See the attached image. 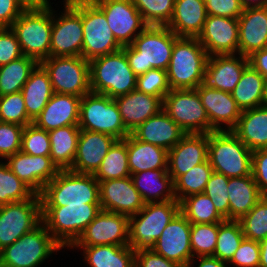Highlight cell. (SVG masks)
Here are the masks:
<instances>
[{
	"mask_svg": "<svg viewBox=\"0 0 267 267\" xmlns=\"http://www.w3.org/2000/svg\"><path fill=\"white\" fill-rule=\"evenodd\" d=\"M178 38L167 26H147L131 45L122 49L130 68L139 76L151 69L167 70Z\"/></svg>",
	"mask_w": 267,
	"mask_h": 267,
	"instance_id": "cell-1",
	"label": "cell"
},
{
	"mask_svg": "<svg viewBox=\"0 0 267 267\" xmlns=\"http://www.w3.org/2000/svg\"><path fill=\"white\" fill-rule=\"evenodd\" d=\"M208 54L197 38L179 37L166 70L171 89H196L205 82Z\"/></svg>",
	"mask_w": 267,
	"mask_h": 267,
	"instance_id": "cell-2",
	"label": "cell"
},
{
	"mask_svg": "<svg viewBox=\"0 0 267 267\" xmlns=\"http://www.w3.org/2000/svg\"><path fill=\"white\" fill-rule=\"evenodd\" d=\"M41 206L100 204L99 182L93 174L59 170L39 194Z\"/></svg>",
	"mask_w": 267,
	"mask_h": 267,
	"instance_id": "cell-3",
	"label": "cell"
},
{
	"mask_svg": "<svg viewBox=\"0 0 267 267\" xmlns=\"http://www.w3.org/2000/svg\"><path fill=\"white\" fill-rule=\"evenodd\" d=\"M91 92L115 98L136 90L137 76L128 64L125 52L99 56L89 61Z\"/></svg>",
	"mask_w": 267,
	"mask_h": 267,
	"instance_id": "cell-4",
	"label": "cell"
},
{
	"mask_svg": "<svg viewBox=\"0 0 267 267\" xmlns=\"http://www.w3.org/2000/svg\"><path fill=\"white\" fill-rule=\"evenodd\" d=\"M52 6L26 8L10 26L23 55L38 63L50 57Z\"/></svg>",
	"mask_w": 267,
	"mask_h": 267,
	"instance_id": "cell-5",
	"label": "cell"
},
{
	"mask_svg": "<svg viewBox=\"0 0 267 267\" xmlns=\"http://www.w3.org/2000/svg\"><path fill=\"white\" fill-rule=\"evenodd\" d=\"M101 210L100 204L41 206V218L52 237L69 249Z\"/></svg>",
	"mask_w": 267,
	"mask_h": 267,
	"instance_id": "cell-6",
	"label": "cell"
},
{
	"mask_svg": "<svg viewBox=\"0 0 267 267\" xmlns=\"http://www.w3.org/2000/svg\"><path fill=\"white\" fill-rule=\"evenodd\" d=\"M180 212V202L147 203L135 215L129 217V246L135 251L150 250L164 228Z\"/></svg>",
	"mask_w": 267,
	"mask_h": 267,
	"instance_id": "cell-7",
	"label": "cell"
},
{
	"mask_svg": "<svg viewBox=\"0 0 267 267\" xmlns=\"http://www.w3.org/2000/svg\"><path fill=\"white\" fill-rule=\"evenodd\" d=\"M208 160L214 172L226 177L251 175L252 151L232 131L208 133Z\"/></svg>",
	"mask_w": 267,
	"mask_h": 267,
	"instance_id": "cell-8",
	"label": "cell"
},
{
	"mask_svg": "<svg viewBox=\"0 0 267 267\" xmlns=\"http://www.w3.org/2000/svg\"><path fill=\"white\" fill-rule=\"evenodd\" d=\"M61 249L64 248L41 222L0 251V267H39Z\"/></svg>",
	"mask_w": 267,
	"mask_h": 267,
	"instance_id": "cell-9",
	"label": "cell"
},
{
	"mask_svg": "<svg viewBox=\"0 0 267 267\" xmlns=\"http://www.w3.org/2000/svg\"><path fill=\"white\" fill-rule=\"evenodd\" d=\"M67 1L82 15V57L85 60L90 61L123 48L114 37L105 14L91 0Z\"/></svg>",
	"mask_w": 267,
	"mask_h": 267,
	"instance_id": "cell-10",
	"label": "cell"
},
{
	"mask_svg": "<svg viewBox=\"0 0 267 267\" xmlns=\"http://www.w3.org/2000/svg\"><path fill=\"white\" fill-rule=\"evenodd\" d=\"M78 126L80 130L106 133L118 140L130 134L122 122L115 100L94 92L81 98Z\"/></svg>",
	"mask_w": 267,
	"mask_h": 267,
	"instance_id": "cell-11",
	"label": "cell"
},
{
	"mask_svg": "<svg viewBox=\"0 0 267 267\" xmlns=\"http://www.w3.org/2000/svg\"><path fill=\"white\" fill-rule=\"evenodd\" d=\"M162 110L186 134H208L211 125L196 89H171L163 98Z\"/></svg>",
	"mask_w": 267,
	"mask_h": 267,
	"instance_id": "cell-12",
	"label": "cell"
},
{
	"mask_svg": "<svg viewBox=\"0 0 267 267\" xmlns=\"http://www.w3.org/2000/svg\"><path fill=\"white\" fill-rule=\"evenodd\" d=\"M40 64L49 74L54 93L82 98L91 92L89 61L82 56H50Z\"/></svg>",
	"mask_w": 267,
	"mask_h": 267,
	"instance_id": "cell-13",
	"label": "cell"
},
{
	"mask_svg": "<svg viewBox=\"0 0 267 267\" xmlns=\"http://www.w3.org/2000/svg\"><path fill=\"white\" fill-rule=\"evenodd\" d=\"M62 2L59 14L52 7L50 56H82V15L67 0Z\"/></svg>",
	"mask_w": 267,
	"mask_h": 267,
	"instance_id": "cell-14",
	"label": "cell"
},
{
	"mask_svg": "<svg viewBox=\"0 0 267 267\" xmlns=\"http://www.w3.org/2000/svg\"><path fill=\"white\" fill-rule=\"evenodd\" d=\"M42 222L41 198L35 194L31 199L0 206V251L32 231Z\"/></svg>",
	"mask_w": 267,
	"mask_h": 267,
	"instance_id": "cell-15",
	"label": "cell"
},
{
	"mask_svg": "<svg viewBox=\"0 0 267 267\" xmlns=\"http://www.w3.org/2000/svg\"><path fill=\"white\" fill-rule=\"evenodd\" d=\"M104 14L117 42L131 45L148 26L133 0H91Z\"/></svg>",
	"mask_w": 267,
	"mask_h": 267,
	"instance_id": "cell-16",
	"label": "cell"
},
{
	"mask_svg": "<svg viewBox=\"0 0 267 267\" xmlns=\"http://www.w3.org/2000/svg\"><path fill=\"white\" fill-rule=\"evenodd\" d=\"M129 217L101 210L72 246L129 245Z\"/></svg>",
	"mask_w": 267,
	"mask_h": 267,
	"instance_id": "cell-17",
	"label": "cell"
},
{
	"mask_svg": "<svg viewBox=\"0 0 267 267\" xmlns=\"http://www.w3.org/2000/svg\"><path fill=\"white\" fill-rule=\"evenodd\" d=\"M191 223L179 212L164 228L152 250L182 267L193 258L190 244Z\"/></svg>",
	"mask_w": 267,
	"mask_h": 267,
	"instance_id": "cell-18",
	"label": "cell"
},
{
	"mask_svg": "<svg viewBox=\"0 0 267 267\" xmlns=\"http://www.w3.org/2000/svg\"><path fill=\"white\" fill-rule=\"evenodd\" d=\"M238 18L207 15L197 39L208 56L238 54Z\"/></svg>",
	"mask_w": 267,
	"mask_h": 267,
	"instance_id": "cell-19",
	"label": "cell"
},
{
	"mask_svg": "<svg viewBox=\"0 0 267 267\" xmlns=\"http://www.w3.org/2000/svg\"><path fill=\"white\" fill-rule=\"evenodd\" d=\"M99 195L103 211L128 217L137 214L145 205L131 177L100 181Z\"/></svg>",
	"mask_w": 267,
	"mask_h": 267,
	"instance_id": "cell-20",
	"label": "cell"
},
{
	"mask_svg": "<svg viewBox=\"0 0 267 267\" xmlns=\"http://www.w3.org/2000/svg\"><path fill=\"white\" fill-rule=\"evenodd\" d=\"M213 131H232L241 116V109L231 93L209 87L202 83L196 88Z\"/></svg>",
	"mask_w": 267,
	"mask_h": 267,
	"instance_id": "cell-21",
	"label": "cell"
},
{
	"mask_svg": "<svg viewBox=\"0 0 267 267\" xmlns=\"http://www.w3.org/2000/svg\"><path fill=\"white\" fill-rule=\"evenodd\" d=\"M5 162L36 194H40L59 171L50 156H33L21 151L9 156Z\"/></svg>",
	"mask_w": 267,
	"mask_h": 267,
	"instance_id": "cell-22",
	"label": "cell"
},
{
	"mask_svg": "<svg viewBox=\"0 0 267 267\" xmlns=\"http://www.w3.org/2000/svg\"><path fill=\"white\" fill-rule=\"evenodd\" d=\"M117 140L106 133L80 130L75 159L69 170L94 175Z\"/></svg>",
	"mask_w": 267,
	"mask_h": 267,
	"instance_id": "cell-23",
	"label": "cell"
},
{
	"mask_svg": "<svg viewBox=\"0 0 267 267\" xmlns=\"http://www.w3.org/2000/svg\"><path fill=\"white\" fill-rule=\"evenodd\" d=\"M208 159V134H186L168 151V173L173 182Z\"/></svg>",
	"mask_w": 267,
	"mask_h": 267,
	"instance_id": "cell-24",
	"label": "cell"
},
{
	"mask_svg": "<svg viewBox=\"0 0 267 267\" xmlns=\"http://www.w3.org/2000/svg\"><path fill=\"white\" fill-rule=\"evenodd\" d=\"M248 65V57L240 54L209 56L204 83L211 88L231 93Z\"/></svg>",
	"mask_w": 267,
	"mask_h": 267,
	"instance_id": "cell-25",
	"label": "cell"
},
{
	"mask_svg": "<svg viewBox=\"0 0 267 267\" xmlns=\"http://www.w3.org/2000/svg\"><path fill=\"white\" fill-rule=\"evenodd\" d=\"M238 25V54L248 57L267 47V6L244 8Z\"/></svg>",
	"mask_w": 267,
	"mask_h": 267,
	"instance_id": "cell-26",
	"label": "cell"
},
{
	"mask_svg": "<svg viewBox=\"0 0 267 267\" xmlns=\"http://www.w3.org/2000/svg\"><path fill=\"white\" fill-rule=\"evenodd\" d=\"M114 100L118 105L122 122L129 133L148 118L158 114L163 108V101L159 97L138 90L117 96Z\"/></svg>",
	"mask_w": 267,
	"mask_h": 267,
	"instance_id": "cell-27",
	"label": "cell"
},
{
	"mask_svg": "<svg viewBox=\"0 0 267 267\" xmlns=\"http://www.w3.org/2000/svg\"><path fill=\"white\" fill-rule=\"evenodd\" d=\"M80 101L81 97L54 93L33 123L48 132L68 125H78Z\"/></svg>",
	"mask_w": 267,
	"mask_h": 267,
	"instance_id": "cell-28",
	"label": "cell"
},
{
	"mask_svg": "<svg viewBox=\"0 0 267 267\" xmlns=\"http://www.w3.org/2000/svg\"><path fill=\"white\" fill-rule=\"evenodd\" d=\"M135 139L169 151L186 133L163 110L130 133Z\"/></svg>",
	"mask_w": 267,
	"mask_h": 267,
	"instance_id": "cell-29",
	"label": "cell"
},
{
	"mask_svg": "<svg viewBox=\"0 0 267 267\" xmlns=\"http://www.w3.org/2000/svg\"><path fill=\"white\" fill-rule=\"evenodd\" d=\"M207 18L204 0H175L167 27L177 37L197 38Z\"/></svg>",
	"mask_w": 267,
	"mask_h": 267,
	"instance_id": "cell-30",
	"label": "cell"
},
{
	"mask_svg": "<svg viewBox=\"0 0 267 267\" xmlns=\"http://www.w3.org/2000/svg\"><path fill=\"white\" fill-rule=\"evenodd\" d=\"M130 177L145 204L176 200L174 183L167 169L141 171Z\"/></svg>",
	"mask_w": 267,
	"mask_h": 267,
	"instance_id": "cell-31",
	"label": "cell"
},
{
	"mask_svg": "<svg viewBox=\"0 0 267 267\" xmlns=\"http://www.w3.org/2000/svg\"><path fill=\"white\" fill-rule=\"evenodd\" d=\"M232 132L251 151L267 149V107L243 110Z\"/></svg>",
	"mask_w": 267,
	"mask_h": 267,
	"instance_id": "cell-32",
	"label": "cell"
},
{
	"mask_svg": "<svg viewBox=\"0 0 267 267\" xmlns=\"http://www.w3.org/2000/svg\"><path fill=\"white\" fill-rule=\"evenodd\" d=\"M128 167L130 173L168 169V151L162 147L127 136Z\"/></svg>",
	"mask_w": 267,
	"mask_h": 267,
	"instance_id": "cell-33",
	"label": "cell"
},
{
	"mask_svg": "<svg viewBox=\"0 0 267 267\" xmlns=\"http://www.w3.org/2000/svg\"><path fill=\"white\" fill-rule=\"evenodd\" d=\"M74 248L81 249L89 267H135V251L129 245L71 246L68 250Z\"/></svg>",
	"mask_w": 267,
	"mask_h": 267,
	"instance_id": "cell-34",
	"label": "cell"
},
{
	"mask_svg": "<svg viewBox=\"0 0 267 267\" xmlns=\"http://www.w3.org/2000/svg\"><path fill=\"white\" fill-rule=\"evenodd\" d=\"M21 93L28 117L34 122L54 94L49 74L40 63L31 72Z\"/></svg>",
	"mask_w": 267,
	"mask_h": 267,
	"instance_id": "cell-35",
	"label": "cell"
},
{
	"mask_svg": "<svg viewBox=\"0 0 267 267\" xmlns=\"http://www.w3.org/2000/svg\"><path fill=\"white\" fill-rule=\"evenodd\" d=\"M229 220L239 221L261 199L252 174L244 177H232L228 182Z\"/></svg>",
	"mask_w": 267,
	"mask_h": 267,
	"instance_id": "cell-36",
	"label": "cell"
},
{
	"mask_svg": "<svg viewBox=\"0 0 267 267\" xmlns=\"http://www.w3.org/2000/svg\"><path fill=\"white\" fill-rule=\"evenodd\" d=\"M80 134L78 125H68L49 131L50 157L59 170L72 167Z\"/></svg>",
	"mask_w": 267,
	"mask_h": 267,
	"instance_id": "cell-37",
	"label": "cell"
},
{
	"mask_svg": "<svg viewBox=\"0 0 267 267\" xmlns=\"http://www.w3.org/2000/svg\"><path fill=\"white\" fill-rule=\"evenodd\" d=\"M264 89L265 78L251 65H248L231 95L237 106L243 111L263 106Z\"/></svg>",
	"mask_w": 267,
	"mask_h": 267,
	"instance_id": "cell-38",
	"label": "cell"
},
{
	"mask_svg": "<svg viewBox=\"0 0 267 267\" xmlns=\"http://www.w3.org/2000/svg\"><path fill=\"white\" fill-rule=\"evenodd\" d=\"M38 64L35 59L24 55L0 66V96L20 92Z\"/></svg>",
	"mask_w": 267,
	"mask_h": 267,
	"instance_id": "cell-39",
	"label": "cell"
},
{
	"mask_svg": "<svg viewBox=\"0 0 267 267\" xmlns=\"http://www.w3.org/2000/svg\"><path fill=\"white\" fill-rule=\"evenodd\" d=\"M128 167L127 137L117 140L103 158L94 177L100 181L130 177Z\"/></svg>",
	"mask_w": 267,
	"mask_h": 267,
	"instance_id": "cell-40",
	"label": "cell"
},
{
	"mask_svg": "<svg viewBox=\"0 0 267 267\" xmlns=\"http://www.w3.org/2000/svg\"><path fill=\"white\" fill-rule=\"evenodd\" d=\"M180 212L193 224H212L225 220L204 192L184 198L180 202Z\"/></svg>",
	"mask_w": 267,
	"mask_h": 267,
	"instance_id": "cell-41",
	"label": "cell"
},
{
	"mask_svg": "<svg viewBox=\"0 0 267 267\" xmlns=\"http://www.w3.org/2000/svg\"><path fill=\"white\" fill-rule=\"evenodd\" d=\"M213 169L209 160L192 167L187 173L179 176L174 183V194L178 202L184 198L203 193Z\"/></svg>",
	"mask_w": 267,
	"mask_h": 267,
	"instance_id": "cell-42",
	"label": "cell"
},
{
	"mask_svg": "<svg viewBox=\"0 0 267 267\" xmlns=\"http://www.w3.org/2000/svg\"><path fill=\"white\" fill-rule=\"evenodd\" d=\"M244 238L239 221L224 220L218 223L217 244L213 257L229 263Z\"/></svg>",
	"mask_w": 267,
	"mask_h": 267,
	"instance_id": "cell-43",
	"label": "cell"
},
{
	"mask_svg": "<svg viewBox=\"0 0 267 267\" xmlns=\"http://www.w3.org/2000/svg\"><path fill=\"white\" fill-rule=\"evenodd\" d=\"M36 193L0 160V206L31 199Z\"/></svg>",
	"mask_w": 267,
	"mask_h": 267,
	"instance_id": "cell-44",
	"label": "cell"
},
{
	"mask_svg": "<svg viewBox=\"0 0 267 267\" xmlns=\"http://www.w3.org/2000/svg\"><path fill=\"white\" fill-rule=\"evenodd\" d=\"M244 237L260 242L267 238V196H262L256 205L240 220Z\"/></svg>",
	"mask_w": 267,
	"mask_h": 267,
	"instance_id": "cell-45",
	"label": "cell"
},
{
	"mask_svg": "<svg viewBox=\"0 0 267 267\" xmlns=\"http://www.w3.org/2000/svg\"><path fill=\"white\" fill-rule=\"evenodd\" d=\"M148 26H167L170 22L175 0H133Z\"/></svg>",
	"mask_w": 267,
	"mask_h": 267,
	"instance_id": "cell-46",
	"label": "cell"
},
{
	"mask_svg": "<svg viewBox=\"0 0 267 267\" xmlns=\"http://www.w3.org/2000/svg\"><path fill=\"white\" fill-rule=\"evenodd\" d=\"M218 237V223H191L190 244L193 257L213 256Z\"/></svg>",
	"mask_w": 267,
	"mask_h": 267,
	"instance_id": "cell-47",
	"label": "cell"
},
{
	"mask_svg": "<svg viewBox=\"0 0 267 267\" xmlns=\"http://www.w3.org/2000/svg\"><path fill=\"white\" fill-rule=\"evenodd\" d=\"M0 118L2 122L16 123L23 127L33 123L26 112L21 91L0 96Z\"/></svg>",
	"mask_w": 267,
	"mask_h": 267,
	"instance_id": "cell-48",
	"label": "cell"
},
{
	"mask_svg": "<svg viewBox=\"0 0 267 267\" xmlns=\"http://www.w3.org/2000/svg\"><path fill=\"white\" fill-rule=\"evenodd\" d=\"M49 132L34 123L26 125L22 133L21 152L29 155L50 156Z\"/></svg>",
	"mask_w": 267,
	"mask_h": 267,
	"instance_id": "cell-49",
	"label": "cell"
},
{
	"mask_svg": "<svg viewBox=\"0 0 267 267\" xmlns=\"http://www.w3.org/2000/svg\"><path fill=\"white\" fill-rule=\"evenodd\" d=\"M228 182L229 177L213 171L204 190L225 220H229Z\"/></svg>",
	"mask_w": 267,
	"mask_h": 267,
	"instance_id": "cell-50",
	"label": "cell"
},
{
	"mask_svg": "<svg viewBox=\"0 0 267 267\" xmlns=\"http://www.w3.org/2000/svg\"><path fill=\"white\" fill-rule=\"evenodd\" d=\"M136 90L159 97L163 101L171 90L166 70L151 69L137 76Z\"/></svg>",
	"mask_w": 267,
	"mask_h": 267,
	"instance_id": "cell-51",
	"label": "cell"
},
{
	"mask_svg": "<svg viewBox=\"0 0 267 267\" xmlns=\"http://www.w3.org/2000/svg\"><path fill=\"white\" fill-rule=\"evenodd\" d=\"M24 127L16 123H0V160L20 152Z\"/></svg>",
	"mask_w": 267,
	"mask_h": 267,
	"instance_id": "cell-52",
	"label": "cell"
},
{
	"mask_svg": "<svg viewBox=\"0 0 267 267\" xmlns=\"http://www.w3.org/2000/svg\"><path fill=\"white\" fill-rule=\"evenodd\" d=\"M259 263V242L244 238L228 265L229 267H259Z\"/></svg>",
	"mask_w": 267,
	"mask_h": 267,
	"instance_id": "cell-53",
	"label": "cell"
},
{
	"mask_svg": "<svg viewBox=\"0 0 267 267\" xmlns=\"http://www.w3.org/2000/svg\"><path fill=\"white\" fill-rule=\"evenodd\" d=\"M24 56L15 33L10 27H0V66Z\"/></svg>",
	"mask_w": 267,
	"mask_h": 267,
	"instance_id": "cell-54",
	"label": "cell"
},
{
	"mask_svg": "<svg viewBox=\"0 0 267 267\" xmlns=\"http://www.w3.org/2000/svg\"><path fill=\"white\" fill-rule=\"evenodd\" d=\"M207 15L239 18L244 7L241 0H204Z\"/></svg>",
	"mask_w": 267,
	"mask_h": 267,
	"instance_id": "cell-55",
	"label": "cell"
},
{
	"mask_svg": "<svg viewBox=\"0 0 267 267\" xmlns=\"http://www.w3.org/2000/svg\"><path fill=\"white\" fill-rule=\"evenodd\" d=\"M251 174L260 194L267 196V149L252 151Z\"/></svg>",
	"mask_w": 267,
	"mask_h": 267,
	"instance_id": "cell-56",
	"label": "cell"
},
{
	"mask_svg": "<svg viewBox=\"0 0 267 267\" xmlns=\"http://www.w3.org/2000/svg\"><path fill=\"white\" fill-rule=\"evenodd\" d=\"M135 267H182L181 265L167 260L152 249L135 252Z\"/></svg>",
	"mask_w": 267,
	"mask_h": 267,
	"instance_id": "cell-57",
	"label": "cell"
},
{
	"mask_svg": "<svg viewBox=\"0 0 267 267\" xmlns=\"http://www.w3.org/2000/svg\"><path fill=\"white\" fill-rule=\"evenodd\" d=\"M25 9L20 0H0V27H10Z\"/></svg>",
	"mask_w": 267,
	"mask_h": 267,
	"instance_id": "cell-58",
	"label": "cell"
},
{
	"mask_svg": "<svg viewBox=\"0 0 267 267\" xmlns=\"http://www.w3.org/2000/svg\"><path fill=\"white\" fill-rule=\"evenodd\" d=\"M249 65L267 79V47L254 51L248 56Z\"/></svg>",
	"mask_w": 267,
	"mask_h": 267,
	"instance_id": "cell-59",
	"label": "cell"
},
{
	"mask_svg": "<svg viewBox=\"0 0 267 267\" xmlns=\"http://www.w3.org/2000/svg\"><path fill=\"white\" fill-rule=\"evenodd\" d=\"M199 262V263H198ZM228 267L227 262H223L220 259L213 256L193 257L190 260L188 267Z\"/></svg>",
	"mask_w": 267,
	"mask_h": 267,
	"instance_id": "cell-60",
	"label": "cell"
},
{
	"mask_svg": "<svg viewBox=\"0 0 267 267\" xmlns=\"http://www.w3.org/2000/svg\"><path fill=\"white\" fill-rule=\"evenodd\" d=\"M260 245V263L259 267H267V238L259 242Z\"/></svg>",
	"mask_w": 267,
	"mask_h": 267,
	"instance_id": "cell-61",
	"label": "cell"
},
{
	"mask_svg": "<svg viewBox=\"0 0 267 267\" xmlns=\"http://www.w3.org/2000/svg\"><path fill=\"white\" fill-rule=\"evenodd\" d=\"M26 8L30 7H48L53 5L50 0H20Z\"/></svg>",
	"mask_w": 267,
	"mask_h": 267,
	"instance_id": "cell-62",
	"label": "cell"
},
{
	"mask_svg": "<svg viewBox=\"0 0 267 267\" xmlns=\"http://www.w3.org/2000/svg\"><path fill=\"white\" fill-rule=\"evenodd\" d=\"M244 8L266 7L267 0H241Z\"/></svg>",
	"mask_w": 267,
	"mask_h": 267,
	"instance_id": "cell-63",
	"label": "cell"
},
{
	"mask_svg": "<svg viewBox=\"0 0 267 267\" xmlns=\"http://www.w3.org/2000/svg\"><path fill=\"white\" fill-rule=\"evenodd\" d=\"M263 106H266L267 107V79H265V89H264Z\"/></svg>",
	"mask_w": 267,
	"mask_h": 267,
	"instance_id": "cell-64",
	"label": "cell"
}]
</instances>
